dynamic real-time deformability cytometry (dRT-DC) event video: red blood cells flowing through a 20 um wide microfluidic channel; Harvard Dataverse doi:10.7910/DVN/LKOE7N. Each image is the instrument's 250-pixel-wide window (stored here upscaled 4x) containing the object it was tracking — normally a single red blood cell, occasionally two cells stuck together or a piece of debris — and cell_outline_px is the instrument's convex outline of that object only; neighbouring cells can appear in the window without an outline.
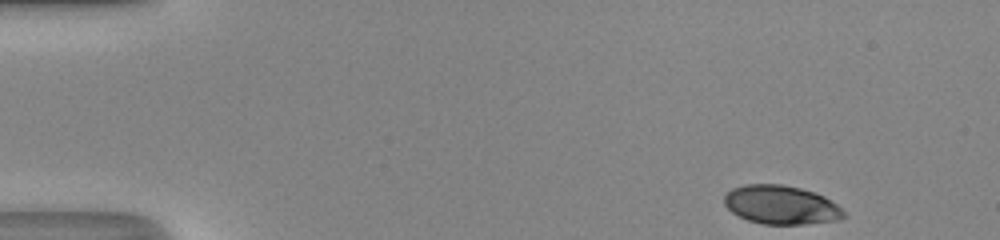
{"species": "human", "species_latin": "Homo sapiens", "temperature_condition": "room temperature", "stored_images_in_passage": 44, "camera_frame_rate_fps": 3000, "um_per_image_px": 0.085, "donor": {"sex": "male"}, "frame": {"image": 1, "passage_image": 1, "time_ms": 0.0, "image_size_px": [1000, 240], "cell_outline_px": [[848, 216], [840, 220], [804, 224], [764, 224], [748, 220], [732, 212], [724, 204], [724, 196], [732, 188], [744, 184], [780, 184], [800, 188], [816, 192], [824, 196], [836, 204]], "centroid_in_image_um": [66.41, 17.41], "position_along_channel_um": 18.6, "area_um2": 27.05}}
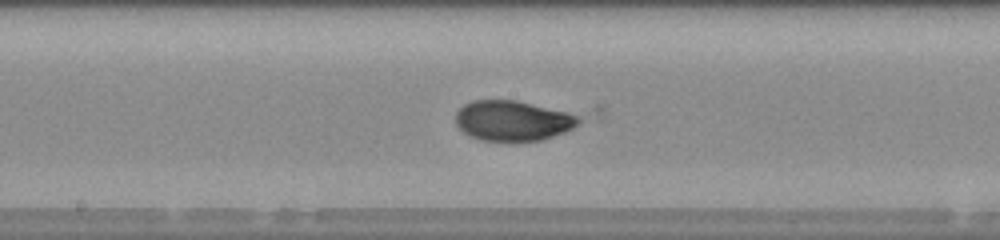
{"frame": {"image": 2, "passage_image": 22, "time_ms": 7.0, "image_size_px": [1000, 240], "cell_outline_px": [[580, 124], [564, 132], [540, 140], [480, 140], [464, 132], [456, 124], [456, 112], [464, 104], [472, 100], [516, 100], [568, 112], [580, 116]], "centroid_in_image_um": [43.59, 10.24], "position_along_channel_um": 204.6, "area_um2": 28.55}}
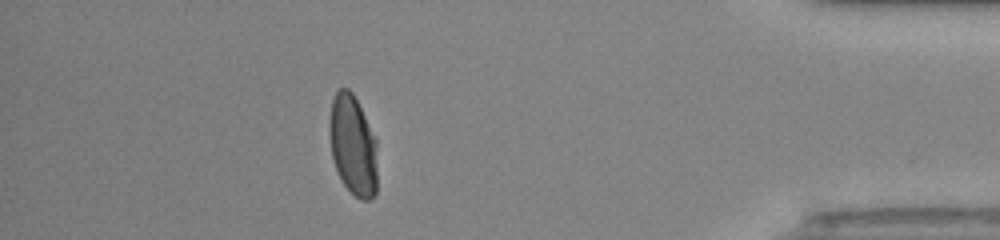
{"frame": {"image": 3, "passage_image": 39, "time_ms": 12.667, "image_size_px": [1000, 240], "cell_outline_px": [[376, 192], [368, 200], [360, 200], [344, 184], [336, 168], [332, 156], [328, 128], [328, 124], [332, 100], [336, 92], [340, 88], [348, 88], [352, 92], [376, 140]], "centroid_in_image_um": [29.97, 12.34], "position_along_channel_um": 405.2, "area_um2": 27.63}, "authors_computed_cell_mechanics": {"area_um2": 28.7555, "velocity_mm_per_s": 4.3199, "shape_relaxation_time_tau1_ms": 4.9218, "shape_relaxation_time_tau2_ms": null, "deformation_change_tau1": 0.205, "deformation_change_tau2": null}}